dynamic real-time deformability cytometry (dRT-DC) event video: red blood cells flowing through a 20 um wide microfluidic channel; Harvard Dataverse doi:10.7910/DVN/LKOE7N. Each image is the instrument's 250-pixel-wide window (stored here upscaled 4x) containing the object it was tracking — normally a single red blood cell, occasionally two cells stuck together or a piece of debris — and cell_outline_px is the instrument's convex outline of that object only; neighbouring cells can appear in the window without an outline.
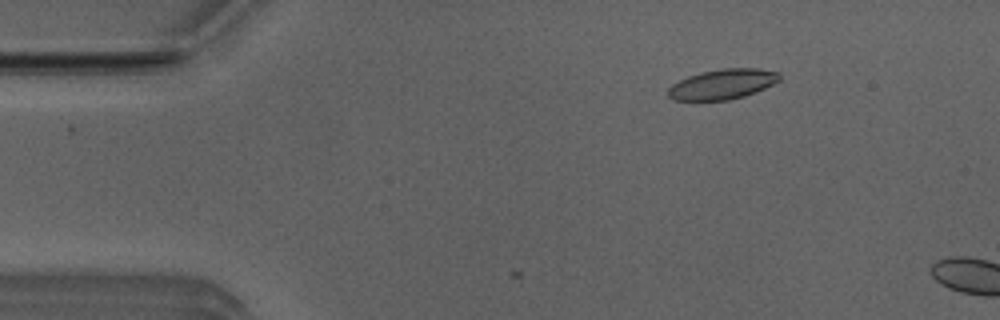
{"species": "Egyptian fruit bat (a non-hibernating species)", "species_latin": "Rousettus aegyptiacus", "temperature_condition": "room temperature", "stored_images_in_passage": 2, "camera_frame_rate_fps": 3000, "um_per_image_px": 0.085, "animal": {"sex": "male"}, "frame": {"image": 1, "passage_image": 1, "time_ms": 0.0, "image_size_px": [1000, 320], "cell_outline_px": [[780, 80], [764, 88], [744, 96], [728, 100], [672, 100], [668, 96], [668, 88], [672, 84], [688, 76], [700, 72], [720, 68], [760, 68], [780, 72]], "centroid_in_image_um": [61.41, 7.14], "position_along_channel_um": 23.6, "area_um2": 19.59}}